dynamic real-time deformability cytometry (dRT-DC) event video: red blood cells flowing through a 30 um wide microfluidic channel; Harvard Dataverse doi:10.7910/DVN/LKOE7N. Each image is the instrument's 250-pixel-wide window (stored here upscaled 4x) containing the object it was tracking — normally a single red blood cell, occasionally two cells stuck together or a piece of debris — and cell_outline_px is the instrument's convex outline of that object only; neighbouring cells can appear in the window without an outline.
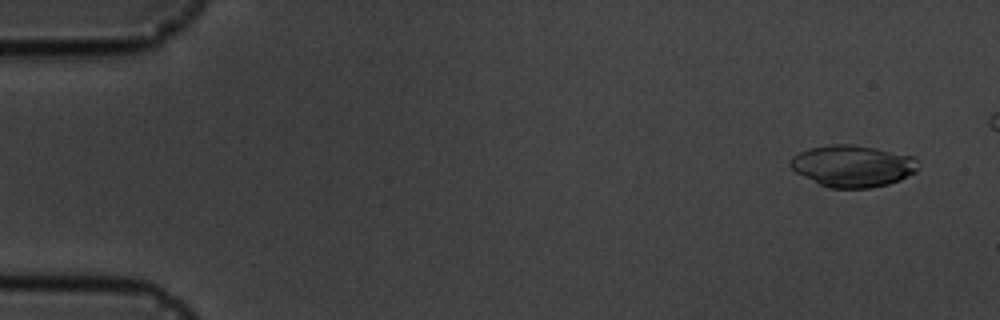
{"species": "common noctule bat (a hibernating species)", "species_latin": "Nyctalus noctula", "temperature_condition": "cold", "stored_images_in_passage": 7, "camera_frame_rate_fps": 3000, "um_per_image_px": 0.085, "animal": {"sex": "male", "body_mass_g": 19.5, "forearm_length_mm": 54.6}, "frame": {"image": 1, "passage_image": 1, "time_ms": 0.0, "image_size_px": [1000, 320], "cell_outline_px": [[920, 168], [916, 172], [900, 180], [888, 184], [868, 188], [828, 188], [796, 172], [788, 164], [792, 156], [808, 148], [828, 144], [848, 144], [872, 148], [916, 156], [920, 164]], "centroid_in_image_um": [72.51, 14.11], "position_along_channel_um": 12.5, "area_um2": 31.21}}
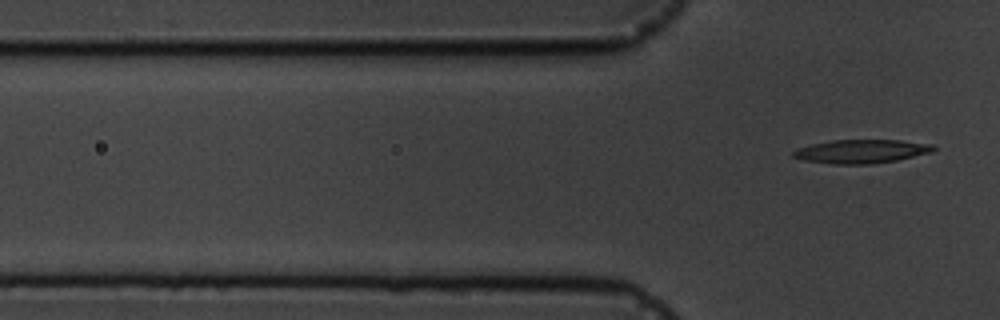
{"frame": {"image": 2, "passage_image": 7, "time_ms": 7.0, "image_size_px": [1000, 320], "cell_outline_px": [[936, 148], [932, 152], [896, 160], [872, 164], [832, 164], [804, 160], [792, 156], [792, 152], [796, 148], [812, 144], [832, 140], [900, 140], [932, 144]], "centroid_in_image_um": [73.2, 12.86], "position_along_channel_um": 52.6, "area_um2": 19.31}}